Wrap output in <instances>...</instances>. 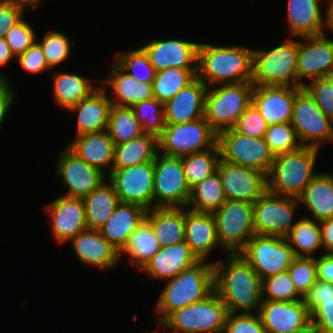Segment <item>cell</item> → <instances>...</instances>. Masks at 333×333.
Returning <instances> with one entry per match:
<instances>
[{"label":"cell","instance_id":"obj_1","mask_svg":"<svg viewBox=\"0 0 333 333\" xmlns=\"http://www.w3.org/2000/svg\"><path fill=\"white\" fill-rule=\"evenodd\" d=\"M225 260H212L214 291L228 313H258L262 302V281L239 253H226Z\"/></svg>","mask_w":333,"mask_h":333},{"label":"cell","instance_id":"obj_2","mask_svg":"<svg viewBox=\"0 0 333 333\" xmlns=\"http://www.w3.org/2000/svg\"><path fill=\"white\" fill-rule=\"evenodd\" d=\"M197 77L207 87L252 82L253 49L245 46H218L199 43Z\"/></svg>","mask_w":333,"mask_h":333},{"label":"cell","instance_id":"obj_3","mask_svg":"<svg viewBox=\"0 0 333 333\" xmlns=\"http://www.w3.org/2000/svg\"><path fill=\"white\" fill-rule=\"evenodd\" d=\"M209 261L200 260L174 278L165 280V287L153 308L158 325L171 312L204 300L214 291L213 262Z\"/></svg>","mask_w":333,"mask_h":333},{"label":"cell","instance_id":"obj_4","mask_svg":"<svg viewBox=\"0 0 333 333\" xmlns=\"http://www.w3.org/2000/svg\"><path fill=\"white\" fill-rule=\"evenodd\" d=\"M319 151L315 147L301 146L295 151L276 155L267 175L268 191L298 198L318 174L315 169Z\"/></svg>","mask_w":333,"mask_h":333},{"label":"cell","instance_id":"obj_5","mask_svg":"<svg viewBox=\"0 0 333 333\" xmlns=\"http://www.w3.org/2000/svg\"><path fill=\"white\" fill-rule=\"evenodd\" d=\"M285 41L270 50L253 48L254 85L302 87L297 77L298 38Z\"/></svg>","mask_w":333,"mask_h":333},{"label":"cell","instance_id":"obj_6","mask_svg":"<svg viewBox=\"0 0 333 333\" xmlns=\"http://www.w3.org/2000/svg\"><path fill=\"white\" fill-rule=\"evenodd\" d=\"M227 316L226 305L213 291L204 300L171 312L159 326L166 333H224Z\"/></svg>","mask_w":333,"mask_h":333},{"label":"cell","instance_id":"obj_7","mask_svg":"<svg viewBox=\"0 0 333 333\" xmlns=\"http://www.w3.org/2000/svg\"><path fill=\"white\" fill-rule=\"evenodd\" d=\"M253 89L252 82L218 84L207 88L204 118L217 134L234 127L252 103Z\"/></svg>","mask_w":333,"mask_h":333},{"label":"cell","instance_id":"obj_8","mask_svg":"<svg viewBox=\"0 0 333 333\" xmlns=\"http://www.w3.org/2000/svg\"><path fill=\"white\" fill-rule=\"evenodd\" d=\"M217 238L227 253H239L253 237V204L226 200L213 212Z\"/></svg>","mask_w":333,"mask_h":333},{"label":"cell","instance_id":"obj_9","mask_svg":"<svg viewBox=\"0 0 333 333\" xmlns=\"http://www.w3.org/2000/svg\"><path fill=\"white\" fill-rule=\"evenodd\" d=\"M218 134L205 118L180 124H166L158 137V152L167 156L183 157L213 148Z\"/></svg>","mask_w":333,"mask_h":333},{"label":"cell","instance_id":"obj_10","mask_svg":"<svg viewBox=\"0 0 333 333\" xmlns=\"http://www.w3.org/2000/svg\"><path fill=\"white\" fill-rule=\"evenodd\" d=\"M299 209L298 198L277 195L267 190L253 203L255 235L285 237L297 223L295 213Z\"/></svg>","mask_w":333,"mask_h":333},{"label":"cell","instance_id":"obj_11","mask_svg":"<svg viewBox=\"0 0 333 333\" xmlns=\"http://www.w3.org/2000/svg\"><path fill=\"white\" fill-rule=\"evenodd\" d=\"M239 254L250 263L261 281L288 271L296 257L285 237L255 234Z\"/></svg>","mask_w":333,"mask_h":333},{"label":"cell","instance_id":"obj_12","mask_svg":"<svg viewBox=\"0 0 333 333\" xmlns=\"http://www.w3.org/2000/svg\"><path fill=\"white\" fill-rule=\"evenodd\" d=\"M191 189L181 157L157 153L154 158V207H187Z\"/></svg>","mask_w":333,"mask_h":333},{"label":"cell","instance_id":"obj_13","mask_svg":"<svg viewBox=\"0 0 333 333\" xmlns=\"http://www.w3.org/2000/svg\"><path fill=\"white\" fill-rule=\"evenodd\" d=\"M217 143L223 160L257 169L267 175L270 172L275 155L264 138L245 136L231 128L218 134Z\"/></svg>","mask_w":333,"mask_h":333},{"label":"cell","instance_id":"obj_14","mask_svg":"<svg viewBox=\"0 0 333 333\" xmlns=\"http://www.w3.org/2000/svg\"><path fill=\"white\" fill-rule=\"evenodd\" d=\"M291 123L302 146L320 149L325 142L333 143V122L304 88L295 95Z\"/></svg>","mask_w":333,"mask_h":333},{"label":"cell","instance_id":"obj_15","mask_svg":"<svg viewBox=\"0 0 333 333\" xmlns=\"http://www.w3.org/2000/svg\"><path fill=\"white\" fill-rule=\"evenodd\" d=\"M107 179L113 184L119 201L153 208L154 160L122 169H111Z\"/></svg>","mask_w":333,"mask_h":333},{"label":"cell","instance_id":"obj_16","mask_svg":"<svg viewBox=\"0 0 333 333\" xmlns=\"http://www.w3.org/2000/svg\"><path fill=\"white\" fill-rule=\"evenodd\" d=\"M217 172L226 200L254 203L268 190L267 174L250 167L219 160Z\"/></svg>","mask_w":333,"mask_h":333},{"label":"cell","instance_id":"obj_17","mask_svg":"<svg viewBox=\"0 0 333 333\" xmlns=\"http://www.w3.org/2000/svg\"><path fill=\"white\" fill-rule=\"evenodd\" d=\"M328 76H333V39L327 34L298 37V83L304 87L311 80Z\"/></svg>","mask_w":333,"mask_h":333},{"label":"cell","instance_id":"obj_18","mask_svg":"<svg viewBox=\"0 0 333 333\" xmlns=\"http://www.w3.org/2000/svg\"><path fill=\"white\" fill-rule=\"evenodd\" d=\"M258 314L265 333H312L311 315L303 299L291 302L262 300Z\"/></svg>","mask_w":333,"mask_h":333},{"label":"cell","instance_id":"obj_19","mask_svg":"<svg viewBox=\"0 0 333 333\" xmlns=\"http://www.w3.org/2000/svg\"><path fill=\"white\" fill-rule=\"evenodd\" d=\"M68 190L64 196L84 198L94 191L107 176L79 158L67 146L57 158L56 173Z\"/></svg>","mask_w":333,"mask_h":333},{"label":"cell","instance_id":"obj_20","mask_svg":"<svg viewBox=\"0 0 333 333\" xmlns=\"http://www.w3.org/2000/svg\"><path fill=\"white\" fill-rule=\"evenodd\" d=\"M45 210L52 225V237L57 244L69 242L88 228L82 198L61 195L45 205Z\"/></svg>","mask_w":333,"mask_h":333},{"label":"cell","instance_id":"obj_21","mask_svg":"<svg viewBox=\"0 0 333 333\" xmlns=\"http://www.w3.org/2000/svg\"><path fill=\"white\" fill-rule=\"evenodd\" d=\"M198 45L181 39H152L141 47L156 71L167 68L197 69Z\"/></svg>","mask_w":333,"mask_h":333},{"label":"cell","instance_id":"obj_22","mask_svg":"<svg viewBox=\"0 0 333 333\" xmlns=\"http://www.w3.org/2000/svg\"><path fill=\"white\" fill-rule=\"evenodd\" d=\"M303 87L254 85L252 103L268 125L291 122L295 95Z\"/></svg>","mask_w":333,"mask_h":333},{"label":"cell","instance_id":"obj_23","mask_svg":"<svg viewBox=\"0 0 333 333\" xmlns=\"http://www.w3.org/2000/svg\"><path fill=\"white\" fill-rule=\"evenodd\" d=\"M81 264L97 269H112L119 265V251L99 230L86 229L69 241Z\"/></svg>","mask_w":333,"mask_h":333},{"label":"cell","instance_id":"obj_24","mask_svg":"<svg viewBox=\"0 0 333 333\" xmlns=\"http://www.w3.org/2000/svg\"><path fill=\"white\" fill-rule=\"evenodd\" d=\"M206 84L196 77L163 104L166 124H180L204 118Z\"/></svg>","mask_w":333,"mask_h":333},{"label":"cell","instance_id":"obj_25","mask_svg":"<svg viewBox=\"0 0 333 333\" xmlns=\"http://www.w3.org/2000/svg\"><path fill=\"white\" fill-rule=\"evenodd\" d=\"M185 242L199 260H209L216 248L227 253L217 238L212 212H197L185 207Z\"/></svg>","mask_w":333,"mask_h":333},{"label":"cell","instance_id":"obj_26","mask_svg":"<svg viewBox=\"0 0 333 333\" xmlns=\"http://www.w3.org/2000/svg\"><path fill=\"white\" fill-rule=\"evenodd\" d=\"M199 261L188 244L183 241L160 247L159 251L139 271L146 273L150 280H168Z\"/></svg>","mask_w":333,"mask_h":333},{"label":"cell","instance_id":"obj_27","mask_svg":"<svg viewBox=\"0 0 333 333\" xmlns=\"http://www.w3.org/2000/svg\"><path fill=\"white\" fill-rule=\"evenodd\" d=\"M109 71L107 75H104L99 85L104 90L110 88L112 91L111 97L108 94L112 105L132 107L143 100L155 98L152 83L138 82L123 71L115 62Z\"/></svg>","mask_w":333,"mask_h":333},{"label":"cell","instance_id":"obj_28","mask_svg":"<svg viewBox=\"0 0 333 333\" xmlns=\"http://www.w3.org/2000/svg\"><path fill=\"white\" fill-rule=\"evenodd\" d=\"M322 1L287 0L286 24L289 37L318 36L326 33V14L323 15L321 10Z\"/></svg>","mask_w":333,"mask_h":333},{"label":"cell","instance_id":"obj_29","mask_svg":"<svg viewBox=\"0 0 333 333\" xmlns=\"http://www.w3.org/2000/svg\"><path fill=\"white\" fill-rule=\"evenodd\" d=\"M67 147L89 165L100 170L106 176L111 172L115 144L107 130L75 136ZM108 172L106 173V170Z\"/></svg>","mask_w":333,"mask_h":333},{"label":"cell","instance_id":"obj_30","mask_svg":"<svg viewBox=\"0 0 333 333\" xmlns=\"http://www.w3.org/2000/svg\"><path fill=\"white\" fill-rule=\"evenodd\" d=\"M111 102L101 86L68 111L77 115L75 136L107 130Z\"/></svg>","mask_w":333,"mask_h":333},{"label":"cell","instance_id":"obj_31","mask_svg":"<svg viewBox=\"0 0 333 333\" xmlns=\"http://www.w3.org/2000/svg\"><path fill=\"white\" fill-rule=\"evenodd\" d=\"M146 213L147 210L139 205L120 202L99 231L120 252L131 234L145 220Z\"/></svg>","mask_w":333,"mask_h":333},{"label":"cell","instance_id":"obj_32","mask_svg":"<svg viewBox=\"0 0 333 333\" xmlns=\"http://www.w3.org/2000/svg\"><path fill=\"white\" fill-rule=\"evenodd\" d=\"M145 220L160 247L185 241V207H154L147 210Z\"/></svg>","mask_w":333,"mask_h":333},{"label":"cell","instance_id":"obj_33","mask_svg":"<svg viewBox=\"0 0 333 333\" xmlns=\"http://www.w3.org/2000/svg\"><path fill=\"white\" fill-rule=\"evenodd\" d=\"M299 204L309 210L304 217L321 222L333 217V174L320 172L306 186L298 197Z\"/></svg>","mask_w":333,"mask_h":333},{"label":"cell","instance_id":"obj_34","mask_svg":"<svg viewBox=\"0 0 333 333\" xmlns=\"http://www.w3.org/2000/svg\"><path fill=\"white\" fill-rule=\"evenodd\" d=\"M53 71L52 96L54 103L65 110L89 97L100 85L96 86L87 76L74 72Z\"/></svg>","mask_w":333,"mask_h":333},{"label":"cell","instance_id":"obj_35","mask_svg":"<svg viewBox=\"0 0 333 333\" xmlns=\"http://www.w3.org/2000/svg\"><path fill=\"white\" fill-rule=\"evenodd\" d=\"M88 229L99 230L120 203L113 184L104 180L94 191L82 198Z\"/></svg>","mask_w":333,"mask_h":333},{"label":"cell","instance_id":"obj_36","mask_svg":"<svg viewBox=\"0 0 333 333\" xmlns=\"http://www.w3.org/2000/svg\"><path fill=\"white\" fill-rule=\"evenodd\" d=\"M158 153V138L143 134L131 141L115 145L112 169L141 165L154 160Z\"/></svg>","mask_w":333,"mask_h":333},{"label":"cell","instance_id":"obj_37","mask_svg":"<svg viewBox=\"0 0 333 333\" xmlns=\"http://www.w3.org/2000/svg\"><path fill=\"white\" fill-rule=\"evenodd\" d=\"M285 239L296 257H317V253L323 251L319 222L304 216L298 219Z\"/></svg>","mask_w":333,"mask_h":333},{"label":"cell","instance_id":"obj_38","mask_svg":"<svg viewBox=\"0 0 333 333\" xmlns=\"http://www.w3.org/2000/svg\"><path fill=\"white\" fill-rule=\"evenodd\" d=\"M160 249L151 225L144 220L131 234L126 245L119 252V259L124 255L139 271Z\"/></svg>","mask_w":333,"mask_h":333},{"label":"cell","instance_id":"obj_39","mask_svg":"<svg viewBox=\"0 0 333 333\" xmlns=\"http://www.w3.org/2000/svg\"><path fill=\"white\" fill-rule=\"evenodd\" d=\"M225 201L222 181L216 172L191 188L187 208L197 212L213 213Z\"/></svg>","mask_w":333,"mask_h":333},{"label":"cell","instance_id":"obj_40","mask_svg":"<svg viewBox=\"0 0 333 333\" xmlns=\"http://www.w3.org/2000/svg\"><path fill=\"white\" fill-rule=\"evenodd\" d=\"M196 77L197 69L174 67L159 70L152 82L154 97L164 104Z\"/></svg>","mask_w":333,"mask_h":333},{"label":"cell","instance_id":"obj_41","mask_svg":"<svg viewBox=\"0 0 333 333\" xmlns=\"http://www.w3.org/2000/svg\"><path fill=\"white\" fill-rule=\"evenodd\" d=\"M107 131L115 145L131 141L145 134L133 109L116 105L111 106Z\"/></svg>","mask_w":333,"mask_h":333},{"label":"cell","instance_id":"obj_42","mask_svg":"<svg viewBox=\"0 0 333 333\" xmlns=\"http://www.w3.org/2000/svg\"><path fill=\"white\" fill-rule=\"evenodd\" d=\"M186 181L190 189L217 172L221 159L218 143L211 149L181 157Z\"/></svg>","mask_w":333,"mask_h":333},{"label":"cell","instance_id":"obj_43","mask_svg":"<svg viewBox=\"0 0 333 333\" xmlns=\"http://www.w3.org/2000/svg\"><path fill=\"white\" fill-rule=\"evenodd\" d=\"M114 62L138 82L152 83L155 79L157 71L141 46L123 53H115Z\"/></svg>","mask_w":333,"mask_h":333},{"label":"cell","instance_id":"obj_44","mask_svg":"<svg viewBox=\"0 0 333 333\" xmlns=\"http://www.w3.org/2000/svg\"><path fill=\"white\" fill-rule=\"evenodd\" d=\"M39 41L38 37L36 41L40 44L48 67L53 70L59 64L64 63L70 58L72 51V43L69 36L57 30H51L43 35Z\"/></svg>","mask_w":333,"mask_h":333},{"label":"cell","instance_id":"obj_45","mask_svg":"<svg viewBox=\"0 0 333 333\" xmlns=\"http://www.w3.org/2000/svg\"><path fill=\"white\" fill-rule=\"evenodd\" d=\"M131 108L144 133L155 135L157 138L162 134L166 126L163 103L153 98L138 102Z\"/></svg>","mask_w":333,"mask_h":333},{"label":"cell","instance_id":"obj_46","mask_svg":"<svg viewBox=\"0 0 333 333\" xmlns=\"http://www.w3.org/2000/svg\"><path fill=\"white\" fill-rule=\"evenodd\" d=\"M262 300L291 302L303 299L297 292L288 271L262 280Z\"/></svg>","mask_w":333,"mask_h":333},{"label":"cell","instance_id":"obj_47","mask_svg":"<svg viewBox=\"0 0 333 333\" xmlns=\"http://www.w3.org/2000/svg\"><path fill=\"white\" fill-rule=\"evenodd\" d=\"M264 139L275 156L295 151L302 146L291 122L269 125Z\"/></svg>","mask_w":333,"mask_h":333},{"label":"cell","instance_id":"obj_48","mask_svg":"<svg viewBox=\"0 0 333 333\" xmlns=\"http://www.w3.org/2000/svg\"><path fill=\"white\" fill-rule=\"evenodd\" d=\"M288 272L295 289L303 297L317 280L316 257H295Z\"/></svg>","mask_w":333,"mask_h":333},{"label":"cell","instance_id":"obj_49","mask_svg":"<svg viewBox=\"0 0 333 333\" xmlns=\"http://www.w3.org/2000/svg\"><path fill=\"white\" fill-rule=\"evenodd\" d=\"M316 105L333 122V76L311 80L303 87Z\"/></svg>","mask_w":333,"mask_h":333},{"label":"cell","instance_id":"obj_50","mask_svg":"<svg viewBox=\"0 0 333 333\" xmlns=\"http://www.w3.org/2000/svg\"><path fill=\"white\" fill-rule=\"evenodd\" d=\"M4 38L13 55L17 57L36 42L37 34L31 24L23 18L7 31Z\"/></svg>","mask_w":333,"mask_h":333},{"label":"cell","instance_id":"obj_51","mask_svg":"<svg viewBox=\"0 0 333 333\" xmlns=\"http://www.w3.org/2000/svg\"><path fill=\"white\" fill-rule=\"evenodd\" d=\"M268 126L259 110L251 103L238 118L233 129L245 136L264 138Z\"/></svg>","mask_w":333,"mask_h":333},{"label":"cell","instance_id":"obj_52","mask_svg":"<svg viewBox=\"0 0 333 333\" xmlns=\"http://www.w3.org/2000/svg\"><path fill=\"white\" fill-rule=\"evenodd\" d=\"M224 333H265L258 313H228Z\"/></svg>","mask_w":333,"mask_h":333},{"label":"cell","instance_id":"obj_53","mask_svg":"<svg viewBox=\"0 0 333 333\" xmlns=\"http://www.w3.org/2000/svg\"><path fill=\"white\" fill-rule=\"evenodd\" d=\"M22 67L28 74H40L42 72H52L48 67L43 50L40 44L36 41L25 52L16 57L15 63Z\"/></svg>","mask_w":333,"mask_h":333},{"label":"cell","instance_id":"obj_54","mask_svg":"<svg viewBox=\"0 0 333 333\" xmlns=\"http://www.w3.org/2000/svg\"><path fill=\"white\" fill-rule=\"evenodd\" d=\"M310 315L312 333H333V300L321 301Z\"/></svg>","mask_w":333,"mask_h":333},{"label":"cell","instance_id":"obj_55","mask_svg":"<svg viewBox=\"0 0 333 333\" xmlns=\"http://www.w3.org/2000/svg\"><path fill=\"white\" fill-rule=\"evenodd\" d=\"M26 10L29 9L17 3L0 2V38L25 17Z\"/></svg>","mask_w":333,"mask_h":333},{"label":"cell","instance_id":"obj_56","mask_svg":"<svg viewBox=\"0 0 333 333\" xmlns=\"http://www.w3.org/2000/svg\"><path fill=\"white\" fill-rule=\"evenodd\" d=\"M333 300V284L316 280L309 291L303 296L304 304L311 313L321 301Z\"/></svg>","mask_w":333,"mask_h":333},{"label":"cell","instance_id":"obj_57","mask_svg":"<svg viewBox=\"0 0 333 333\" xmlns=\"http://www.w3.org/2000/svg\"><path fill=\"white\" fill-rule=\"evenodd\" d=\"M15 90L16 88L10 85L9 79H0V130L14 104Z\"/></svg>","mask_w":333,"mask_h":333},{"label":"cell","instance_id":"obj_58","mask_svg":"<svg viewBox=\"0 0 333 333\" xmlns=\"http://www.w3.org/2000/svg\"><path fill=\"white\" fill-rule=\"evenodd\" d=\"M317 280L333 284V253H323L316 257Z\"/></svg>","mask_w":333,"mask_h":333},{"label":"cell","instance_id":"obj_59","mask_svg":"<svg viewBox=\"0 0 333 333\" xmlns=\"http://www.w3.org/2000/svg\"><path fill=\"white\" fill-rule=\"evenodd\" d=\"M323 253H333V217L319 222Z\"/></svg>","mask_w":333,"mask_h":333},{"label":"cell","instance_id":"obj_60","mask_svg":"<svg viewBox=\"0 0 333 333\" xmlns=\"http://www.w3.org/2000/svg\"><path fill=\"white\" fill-rule=\"evenodd\" d=\"M11 60L15 62L16 57L11 52L5 38H0V68L4 69L7 67L9 62L11 63Z\"/></svg>","mask_w":333,"mask_h":333},{"label":"cell","instance_id":"obj_61","mask_svg":"<svg viewBox=\"0 0 333 333\" xmlns=\"http://www.w3.org/2000/svg\"><path fill=\"white\" fill-rule=\"evenodd\" d=\"M43 0H0V2L6 3H17L25 6L29 11L33 12L38 8L39 3L41 4Z\"/></svg>","mask_w":333,"mask_h":333},{"label":"cell","instance_id":"obj_62","mask_svg":"<svg viewBox=\"0 0 333 333\" xmlns=\"http://www.w3.org/2000/svg\"><path fill=\"white\" fill-rule=\"evenodd\" d=\"M327 6L326 7V29L328 28L329 31L333 32V0H326Z\"/></svg>","mask_w":333,"mask_h":333},{"label":"cell","instance_id":"obj_63","mask_svg":"<svg viewBox=\"0 0 333 333\" xmlns=\"http://www.w3.org/2000/svg\"><path fill=\"white\" fill-rule=\"evenodd\" d=\"M0 79H9V76L6 73L1 72L0 70Z\"/></svg>","mask_w":333,"mask_h":333},{"label":"cell","instance_id":"obj_64","mask_svg":"<svg viewBox=\"0 0 333 333\" xmlns=\"http://www.w3.org/2000/svg\"><path fill=\"white\" fill-rule=\"evenodd\" d=\"M160 330L158 331V329H155L154 331H151V332H147V333H159Z\"/></svg>","mask_w":333,"mask_h":333}]
</instances>
